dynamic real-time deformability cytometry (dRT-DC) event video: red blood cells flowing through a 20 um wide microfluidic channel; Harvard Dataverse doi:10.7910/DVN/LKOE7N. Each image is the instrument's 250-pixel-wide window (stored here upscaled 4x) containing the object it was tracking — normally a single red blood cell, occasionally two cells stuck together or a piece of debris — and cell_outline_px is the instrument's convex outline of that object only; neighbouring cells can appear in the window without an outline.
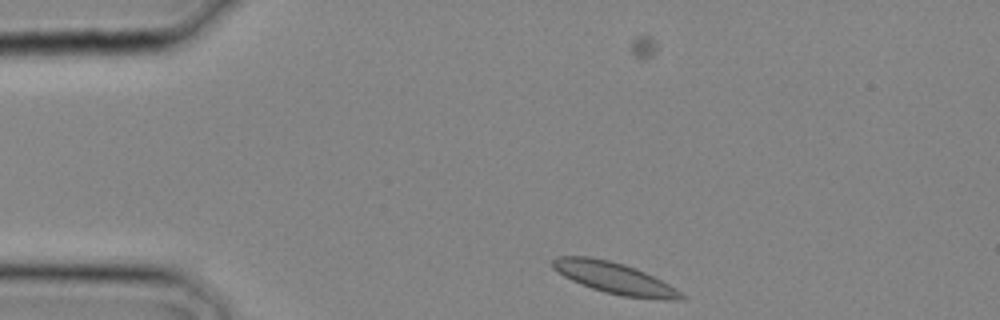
{"species": "common noctule bat (a hibernating species)", "species_latin": "Nyctalus noctula", "temperature_condition": "cold", "stored_images_in_passage": 2, "camera_frame_rate_fps": 3000, "um_per_image_px": 0.085, "animal": {"sex": "male", "body_mass_g": 20.4}, "frame": {"image": 1, "passage_image": 1, "time_ms": 0.0, "image_size_px": [1000, 320], "cell_outline_px": [[688, 296], [684, 300], [664, 300], [620, 296], [604, 292], [580, 284], [564, 276], [552, 268], [548, 264], [556, 256], [588, 256], [608, 260], [624, 264], [636, 268], [668, 284]], "centroid_in_image_um": [52.22, 23.64], "position_along_channel_um": 32.8, "area_um2": 23.7}}